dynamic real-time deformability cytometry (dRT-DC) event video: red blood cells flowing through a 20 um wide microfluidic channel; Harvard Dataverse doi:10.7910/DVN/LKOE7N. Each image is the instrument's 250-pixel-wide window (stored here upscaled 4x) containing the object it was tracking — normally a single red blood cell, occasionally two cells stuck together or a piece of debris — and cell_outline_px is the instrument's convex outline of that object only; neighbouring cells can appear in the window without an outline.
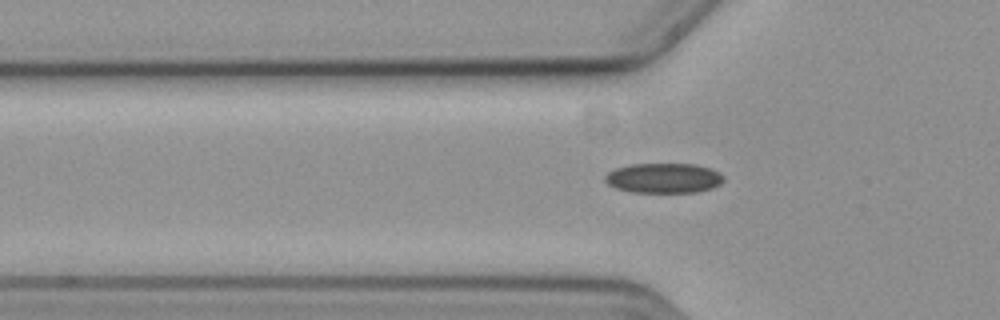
{"species": "common noctule bat (a hibernating species)", "species_latin": "Nyctalus noctula", "temperature_condition": "cold", "stored_images_in_passage": 43, "camera_frame_rate_fps": 3000, "um_per_image_px": 0.085, "animal": {"sex": "female", "body_mass_g": 19.3, "forearm_length_mm": 54.1}, "frame": {"image": 1, "passage_image": 10, "time_ms": 3.0, "image_size_px": [1000, 320], "cell_outline_px": [[724, 180], [720, 184], [712, 188], [696, 192], [632, 192], [616, 188], [608, 184], [604, 180], [604, 176], [608, 172], [616, 168], [628, 164], [696, 164], [712, 168], [720, 172], [724, 176]], "centroid_in_image_um": [56.43, 15.13], "position_along_channel_um": 69.4, "area_um2": 20.87}}
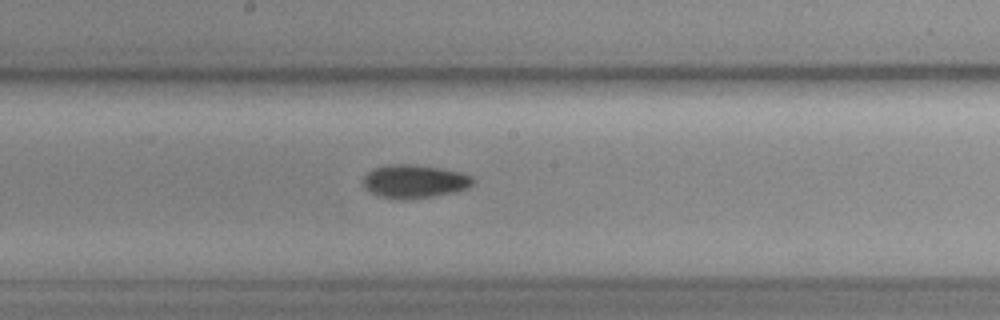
{"frame": {"image": 2, "passage_image": 22, "time_ms": 7.0, "image_size_px": [1000, 320], "cell_outline_px": [[476, 180], [468, 188], [452, 192], [432, 196], [404, 200], [380, 196], [372, 192], [364, 184], [364, 176], [372, 168], [388, 164], [416, 164], [440, 168], [460, 172], [472, 176]], "centroid_in_image_um": [35.25, 15.4], "position_along_channel_um": 213.0, "area_um2": 21.21}}
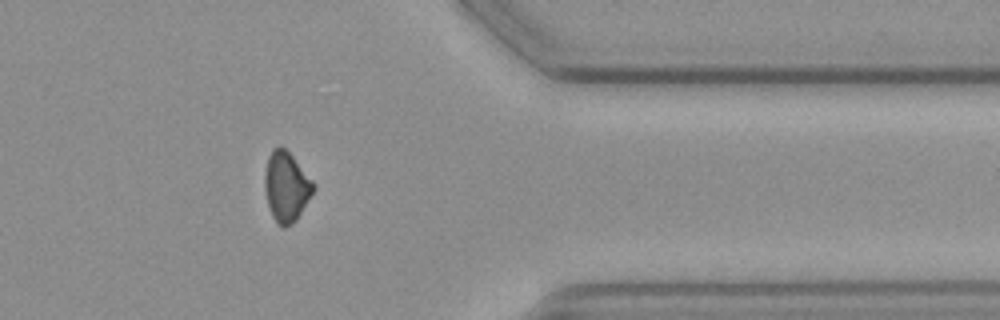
{"frame": {"image": 3, "passage_image": 38, "time_ms": 12.333, "image_size_px": [1000, 320], "cell_outline_px": [[316, 188], [296, 220], [292, 224], [284, 228], [276, 224], [272, 216], [268, 204], [264, 188], [264, 176], [268, 156], [272, 148], [280, 144], [292, 156], [316, 184]], "centroid_in_image_um": [24.33, 15.87], "position_along_channel_um": 387.1, "area_um2": 20.0}}